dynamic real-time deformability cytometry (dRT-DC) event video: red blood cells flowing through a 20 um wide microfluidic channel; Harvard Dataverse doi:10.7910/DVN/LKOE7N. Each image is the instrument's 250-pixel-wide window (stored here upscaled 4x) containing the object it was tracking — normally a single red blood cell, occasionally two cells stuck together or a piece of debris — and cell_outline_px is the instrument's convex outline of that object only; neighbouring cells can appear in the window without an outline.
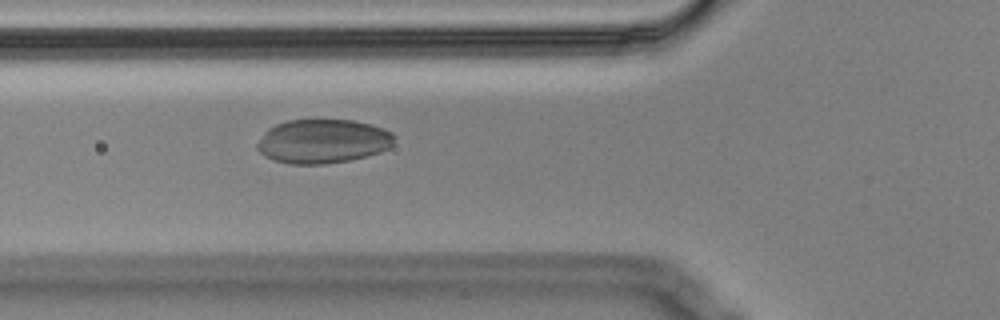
{"species": "Egyptian fruit bat (a non-hibernating species)", "species_latin": "Rousettus aegyptiacus", "temperature_condition": "cold", "stored_images_in_passage": 2, "camera_frame_rate_fps": 3000, "um_per_image_px": 0.085, "animal": {"sex": "male"}, "frame": {"image": 1, "passage_image": 2, "time_ms": 0.333, "image_size_px": [1000, 320], "cell_outline_px": [[396, 136], [392, 144], [388, 148], [380, 152], [348, 160], [324, 164], [288, 164], [264, 156], [256, 148], [256, 144], [264, 132], [268, 128], [276, 124], [288, 120], [352, 120], [372, 124], [384, 128], [392, 132]], "centroid_in_image_um": [27.44, 12.0], "position_along_channel_um": 98.4, "area_um2": 35.26}}